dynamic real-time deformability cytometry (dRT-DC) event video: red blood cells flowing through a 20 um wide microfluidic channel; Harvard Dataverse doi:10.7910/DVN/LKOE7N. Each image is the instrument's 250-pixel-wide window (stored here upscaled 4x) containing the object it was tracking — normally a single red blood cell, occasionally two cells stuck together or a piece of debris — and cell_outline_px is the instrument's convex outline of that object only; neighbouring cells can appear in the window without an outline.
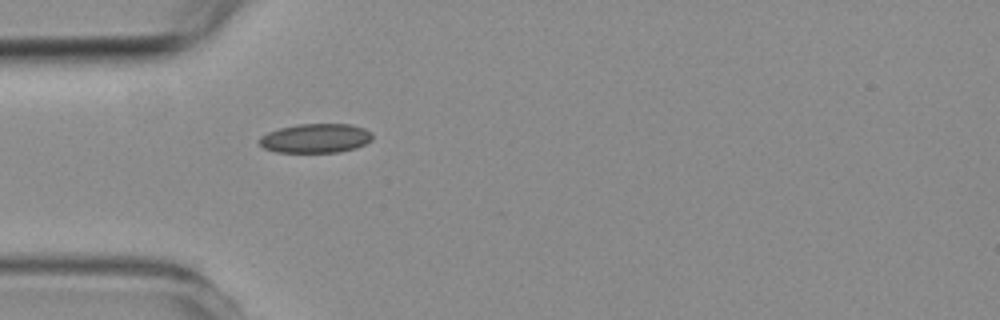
{"species": "common noctule bat (a hibernating species)", "species_latin": "Nyctalus noctula", "temperature_condition": "room temperature", "stored_images_in_passage": 1, "camera_frame_rate_fps": 3000, "um_per_image_px": 0.085, "animal": {"sex": "female", "body_mass_g": 19.3, "forearm_length_mm": 54.1}, "frame": {"image": 1, "passage_image": 1, "time_ms": 0.0, "image_size_px": [1000, 320], "cell_outline_px": [[372, 140], [356, 148], [340, 152], [276, 152], [264, 148], [260, 144], [260, 136], [268, 132], [280, 128], [296, 124], [352, 124], [364, 128], [372, 132]], "centroid_in_image_um": [26.85, 11.75], "position_along_channel_um": 58.1, "area_um2": 19.31}}